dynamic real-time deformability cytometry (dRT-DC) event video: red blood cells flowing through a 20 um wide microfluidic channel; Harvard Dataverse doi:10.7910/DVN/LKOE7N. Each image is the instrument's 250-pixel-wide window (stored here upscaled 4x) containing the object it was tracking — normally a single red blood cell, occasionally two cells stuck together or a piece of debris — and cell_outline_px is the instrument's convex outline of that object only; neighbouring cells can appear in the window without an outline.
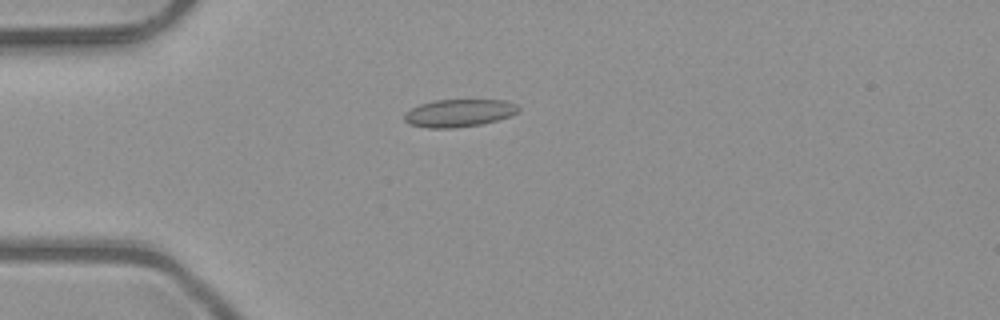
{"species": "common noctule bat (a hibernating species)", "species_latin": "Nyctalus noctula", "temperature_condition": "room temperature", "stored_images_in_passage": 3, "camera_frame_rate_fps": 3000, "um_per_image_px": 0.085, "animal": {"sex": "male", "body_mass_g": 23.1, "forearm_length_mm": 52.7}, "frame": {"image": 1, "passage_image": 2, "time_ms": 0.333, "image_size_px": [1000, 320], "cell_outline_px": [[520, 112], [512, 116], [480, 124], [452, 128], [428, 128], [408, 124], [404, 120], [404, 112], [420, 104], [436, 100], [504, 100], [516, 104], [520, 108]], "centroid_in_image_um": [39.02, 9.61], "position_along_channel_um": 46.0, "area_um2": 18.44}}